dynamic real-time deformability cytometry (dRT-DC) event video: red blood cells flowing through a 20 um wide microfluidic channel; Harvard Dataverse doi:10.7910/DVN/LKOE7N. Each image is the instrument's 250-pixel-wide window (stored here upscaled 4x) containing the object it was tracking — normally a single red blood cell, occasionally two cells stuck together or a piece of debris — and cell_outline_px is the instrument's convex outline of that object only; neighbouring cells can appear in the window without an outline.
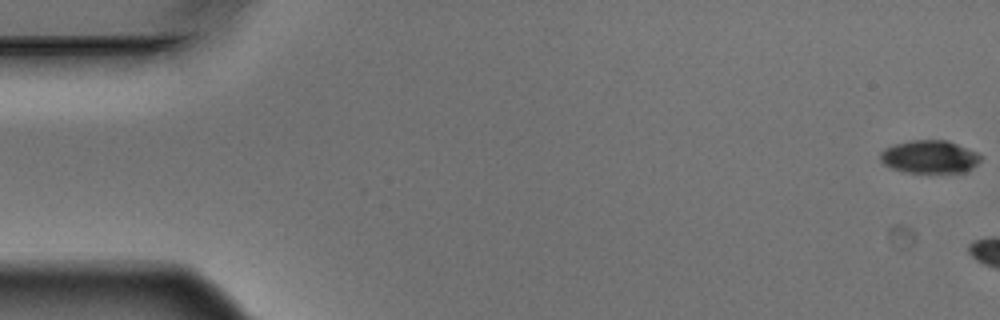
{"species": "Egyptian fruit bat (a non-hibernating species)", "species_latin": "Rousettus aegyptiacus", "temperature_condition": "warm", "stored_images_in_passage": 3, "camera_frame_rate_fps": 3000, "um_per_image_px": 0.085, "animal": {"sex": "male"}, "frame": {"image": 1, "passage_image": 1, "time_ms": 0.0, "image_size_px": [1000, 320], "cell_outline_px": [[984, 156], [972, 168], [964, 172], [904, 172], [892, 168], [884, 164], [880, 160], [880, 152], [884, 148], [892, 144], [912, 140], [948, 140], [976, 152]], "centroid_in_image_um": [79.0, 13.32], "position_along_channel_um": 6.0, "area_um2": 19.31}}